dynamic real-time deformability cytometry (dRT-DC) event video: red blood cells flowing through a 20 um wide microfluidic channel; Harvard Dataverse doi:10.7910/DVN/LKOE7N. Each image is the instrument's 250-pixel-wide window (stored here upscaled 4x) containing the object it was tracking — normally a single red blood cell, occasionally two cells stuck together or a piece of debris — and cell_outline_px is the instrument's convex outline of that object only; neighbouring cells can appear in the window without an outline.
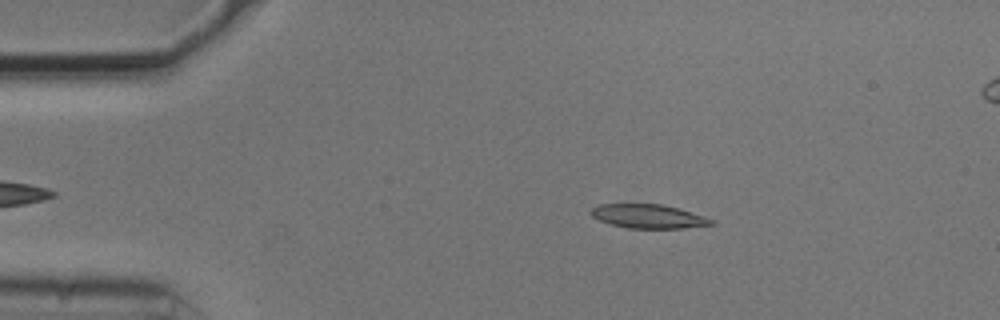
{"species": "common noctule bat (a hibernating species)", "species_latin": "Nyctalus noctula", "temperature_condition": "cold", "stored_images_in_passage": 42, "camera_frame_rate_fps": 3000, "um_per_image_px": 0.085, "animal": {"sex": "male", "body_mass_g": 20.5, "forearm_length_mm": 52.5}, "frame": {"image": 1, "passage_image": 6, "time_ms": 1.667, "image_size_px": [1000, 320], "cell_outline_px": [[716, 224], [684, 228], [628, 228], [612, 224], [600, 220], [592, 216], [588, 212], [592, 208], [600, 204], [660, 204], [680, 208], [704, 216], [712, 220]], "centroid_in_image_um": [55.12, 18.38], "position_along_channel_um": 29.9, "area_um2": 16.7}}
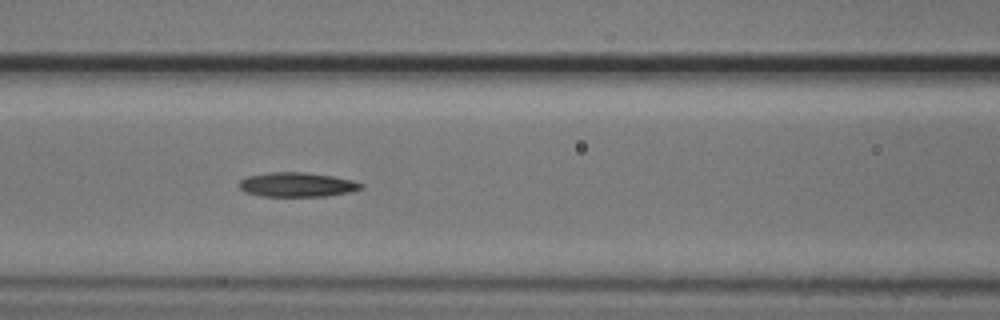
{"frame": {"image": 2, "passage_image": 19, "time_ms": 6.0, "image_size_px": [1000, 320], "cell_outline_px": [[364, 188], [352, 192], [328, 196], [260, 196], [244, 192], [236, 184], [240, 180], [248, 176], [268, 172], [304, 172], [332, 176], [352, 180], [364, 184]], "centroid_in_image_um": [25.25, 15.7], "position_along_channel_um": 141.4, "area_um2": 17.57}}
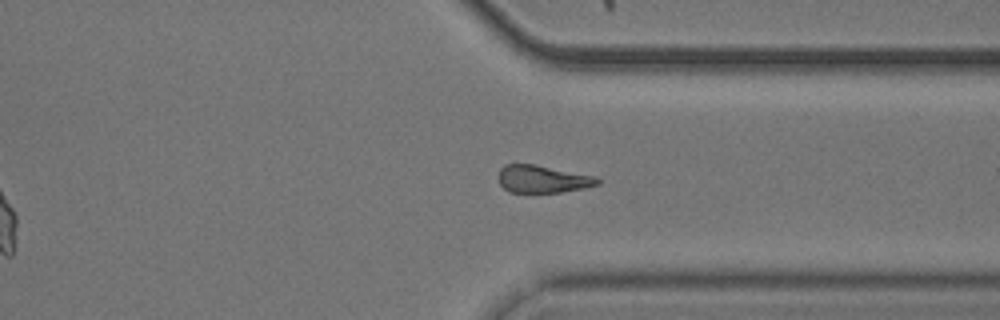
{"frame": {"image": 3, "passage_image": 37, "time_ms": 12.0, "image_size_px": [1000, 320], "cell_outline_px": [[600, 184], [584, 188], [560, 192], [508, 192], [500, 184], [496, 176], [500, 168], [504, 164], [536, 164], [592, 176], [600, 180]], "centroid_in_image_um": [46.05, 15.21], "position_along_channel_um": 365.3, "area_um2": 15.9}, "authors_computed_cell_mechanics": {"area_um2": 17.0799, "velocity_mm_per_s": 3.741, "shape_relaxation_time_tau1_ms": 3.0007, "shape_relaxation_time_tau2_ms": 10.8484, "deformation_change_tau1": 0.1416, "deformation_change_tau2": 0.2381}}